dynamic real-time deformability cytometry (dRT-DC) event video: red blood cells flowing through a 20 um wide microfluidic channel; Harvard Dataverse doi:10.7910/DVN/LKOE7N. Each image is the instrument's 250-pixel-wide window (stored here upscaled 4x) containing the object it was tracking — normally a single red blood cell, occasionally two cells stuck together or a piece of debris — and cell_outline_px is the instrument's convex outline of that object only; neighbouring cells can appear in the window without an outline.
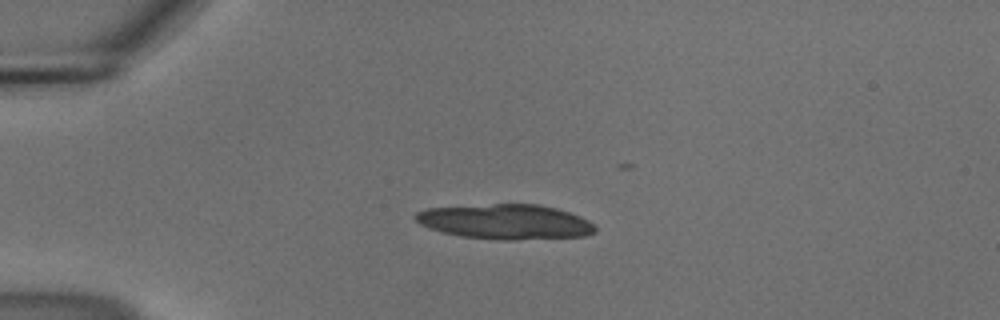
{"species": "common noctule bat (a hibernating species)", "species_latin": "Nyctalus noctula", "temperature_condition": "cold", "stored_images_in_passage": 20, "camera_frame_rate_fps": 3000, "um_per_image_px": 0.085, "animal": {"sex": "male", "body_mass_g": 18.8}, "frame": {"image": 1, "passage_image": 12, "time_ms": 3.667, "image_size_px": [1000, 320], "cell_outline_px": [[596, 232], [584, 236], [512, 240], [508, 240], [460, 236], [428, 228], [420, 224], [412, 216], [416, 212], [428, 208], [492, 204], [536, 204], [556, 208], [580, 216], [596, 224]], "centroid_in_image_um": [42.97, 18.84], "position_along_channel_um": 42.0, "area_um2": 36.53}}